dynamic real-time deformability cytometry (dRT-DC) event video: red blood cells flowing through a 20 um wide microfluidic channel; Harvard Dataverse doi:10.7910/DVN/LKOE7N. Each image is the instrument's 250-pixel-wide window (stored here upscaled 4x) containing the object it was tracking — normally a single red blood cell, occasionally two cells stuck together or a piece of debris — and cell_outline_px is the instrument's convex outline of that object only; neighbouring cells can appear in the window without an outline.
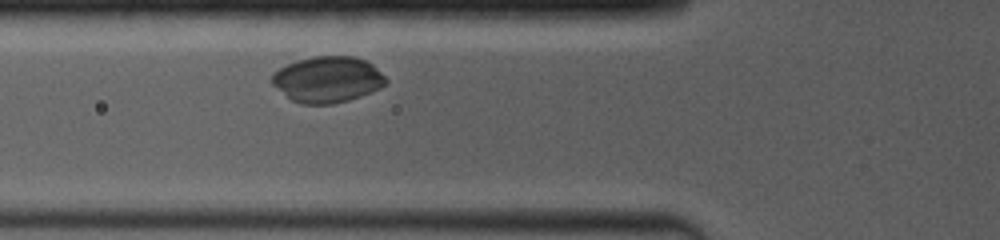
{"species": "common noctule bat (a hibernating species)", "species_latin": "Nyctalus noctula", "temperature_condition": "room temperature", "stored_images_in_passage": 2, "camera_frame_rate_fps": 4000, "um_per_image_px": 0.085, "animal": {"sex": "female", "body_mass_g": 19.0, "forearm_length_mm": 53.3}, "frame": {"image": 1, "passage_image": 2, "time_ms": 1.0, "image_size_px": [1000, 240], "cell_outline_px": [[388, 80], [380, 88], [372, 92], [348, 100], [332, 104], [300, 104], [292, 100], [272, 84], [272, 72], [296, 60], [312, 56], [356, 56], [372, 64]], "centroid_in_image_um": [27.83, 6.75], "position_along_channel_um": 98.0, "area_um2": 30.52}}